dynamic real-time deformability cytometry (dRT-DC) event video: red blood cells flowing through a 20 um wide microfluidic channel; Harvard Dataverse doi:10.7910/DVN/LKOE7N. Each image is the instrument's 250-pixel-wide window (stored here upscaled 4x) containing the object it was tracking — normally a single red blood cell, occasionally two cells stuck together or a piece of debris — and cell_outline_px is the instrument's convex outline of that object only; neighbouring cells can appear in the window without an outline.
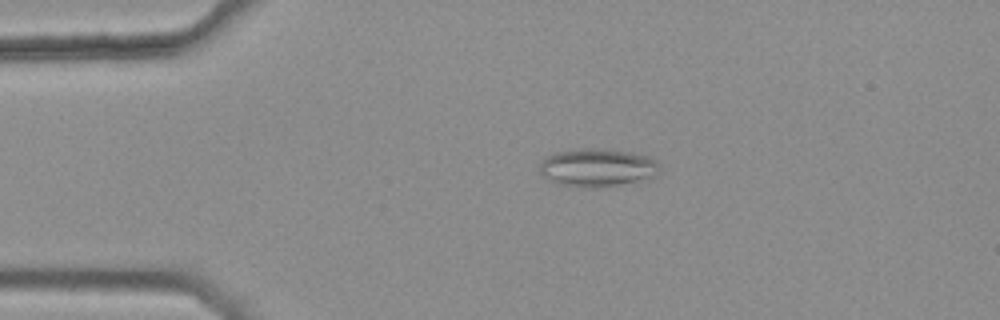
{"species": "common noctule bat (a hibernating species)", "species_latin": "Nyctalus noctula", "temperature_condition": "warm", "stored_images_in_passage": 3, "camera_frame_rate_fps": 3000, "um_per_image_px": 0.085, "animal": {"sex": "female", "body_mass_g": 25.1}, "frame": {"image": 1, "passage_image": 2, "time_ms": 0.333, "image_size_px": [1000, 320], "cell_outline_px": [[660, 172], [656, 176], [640, 184], [604, 188], [584, 188], [556, 184], [548, 180], [540, 172], [540, 164], [544, 156], [556, 152], [592, 148], [628, 152], [648, 156], [656, 160], [660, 164]], "centroid_in_image_um": [50.86, 14.31], "position_along_channel_um": 34.1, "area_um2": 27.63}}